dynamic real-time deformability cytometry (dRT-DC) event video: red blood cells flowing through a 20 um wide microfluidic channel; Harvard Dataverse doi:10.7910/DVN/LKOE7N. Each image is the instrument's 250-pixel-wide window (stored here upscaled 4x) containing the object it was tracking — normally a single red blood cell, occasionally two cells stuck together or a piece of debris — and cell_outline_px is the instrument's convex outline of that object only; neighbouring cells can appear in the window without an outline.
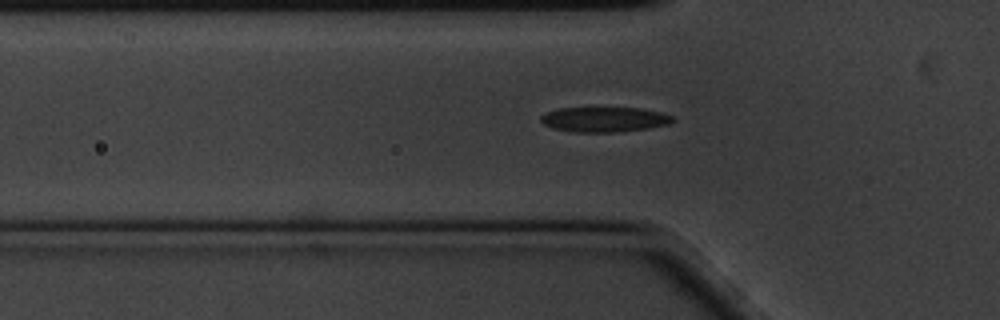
{"species": "common noctule bat (a hibernating species)", "species_latin": "Nyctalus noctula", "temperature_condition": "cold", "stored_images_in_passage": 42, "camera_frame_rate_fps": 3000, "um_per_image_px": 0.085, "animal": {"sex": "male", "body_mass_g": 20.1, "forearm_length_mm": 53.5}, "frame": {"image": 1, "passage_image": 2, "time_ms": 0.333, "image_size_px": [1000, 320], "cell_outline_px": [[672, 120], [668, 124], [648, 128], [616, 132], [572, 132], [552, 128], [544, 124], [540, 120], [540, 116], [548, 112], [560, 108], [640, 108], [660, 112], [672, 116]], "centroid_in_image_um": [51.33, 10.15], "position_along_channel_um": 74.5, "area_um2": 19.02}}
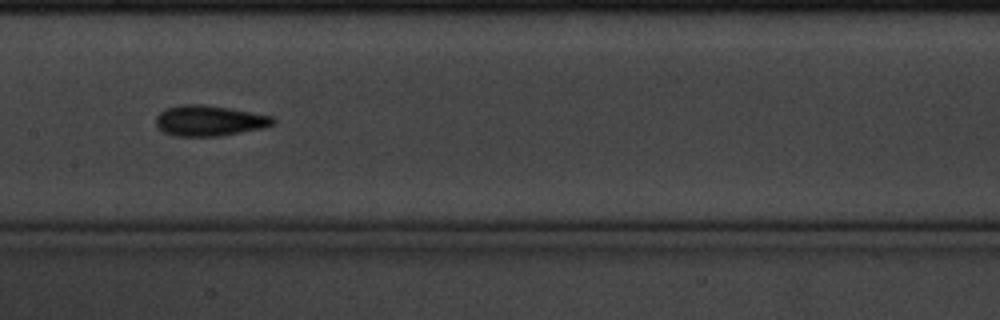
{"frame": {"image": 2, "passage_image": 12, "time_ms": 3.667, "image_size_px": [1000, 320], "cell_outline_px": [[276, 120], [272, 124], [264, 128], [220, 136], [176, 136], [164, 132], [156, 124], [156, 116], [160, 112], [168, 108], [180, 104], [204, 104], [228, 108], [272, 116]], "centroid_in_image_um": [17.79, 10.26], "position_along_channel_um": 189.6, "area_um2": 20.75}}
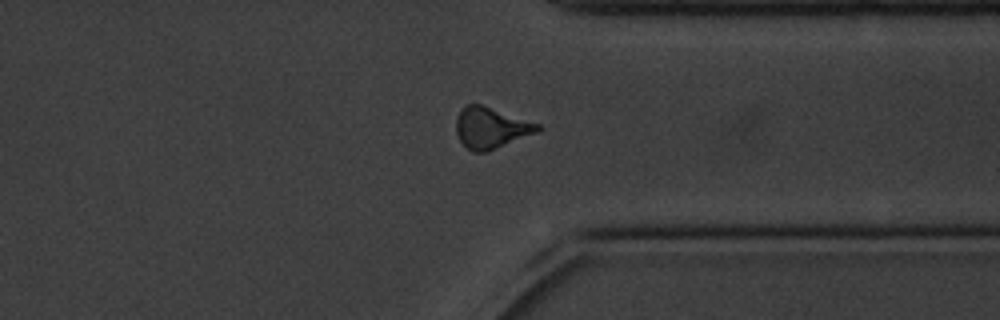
{"frame": {"image": 3, "passage_image": 28, "time_ms": 9.0, "image_size_px": [1000, 320], "cell_outline_px": [[544, 128], [536, 132], [488, 152], [472, 152], [460, 140], [456, 132], [456, 116], [464, 104], [480, 104], [540, 124]], "centroid_in_image_um": [41.71, 10.86], "position_along_channel_um": 369.7, "area_um2": 19.48}, "authors_computed_cell_mechanics": {"area_um2": 18.6116, "velocity_mm_per_s": 3.4117, "shape_relaxation_time_tau1_ms": 3.2298, "shape_relaxation_time_tau2_ms": 5.8734, "deformation_change_tau1": 0.1232, "deformation_change_tau2": 0.135}}